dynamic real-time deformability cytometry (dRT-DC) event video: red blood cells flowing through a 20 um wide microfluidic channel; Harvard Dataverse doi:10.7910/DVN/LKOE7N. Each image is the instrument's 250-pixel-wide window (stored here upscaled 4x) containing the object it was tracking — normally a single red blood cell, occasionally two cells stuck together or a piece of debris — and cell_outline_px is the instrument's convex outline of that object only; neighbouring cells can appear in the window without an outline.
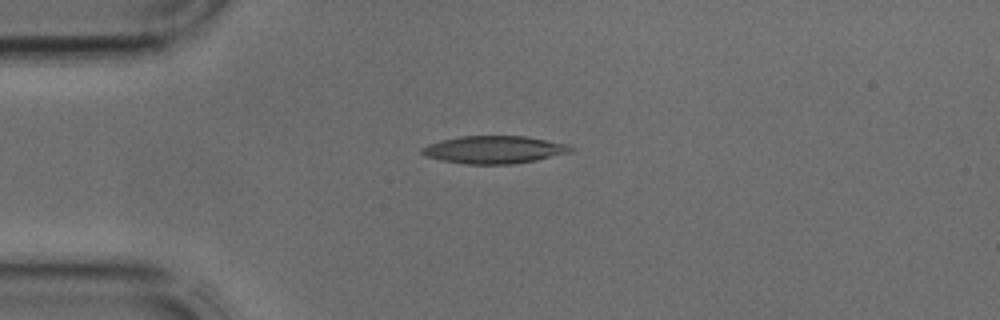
{"species": "common noctule bat (a hibernating species)", "species_latin": "Nyctalus noctula", "temperature_condition": "cold", "stored_images_in_passage": 1, "camera_frame_rate_fps": 3000, "um_per_image_px": 0.085, "animal": {"sex": "male", "body_mass_g": 17.9, "forearm_length_mm": 54.2}, "frame": {"image": 1, "passage_image": 1, "time_ms": 0.0, "image_size_px": [1000, 320], "cell_outline_px": [[576, 148], [572, 152], [536, 160], [512, 164], [468, 164], [444, 160], [424, 156], [420, 152], [420, 148], [428, 144], [440, 140], [460, 136], [524, 136], [568, 144]], "centroid_in_image_um": [42.01, 12.72], "position_along_channel_um": 43.0, "area_um2": 23.99}}